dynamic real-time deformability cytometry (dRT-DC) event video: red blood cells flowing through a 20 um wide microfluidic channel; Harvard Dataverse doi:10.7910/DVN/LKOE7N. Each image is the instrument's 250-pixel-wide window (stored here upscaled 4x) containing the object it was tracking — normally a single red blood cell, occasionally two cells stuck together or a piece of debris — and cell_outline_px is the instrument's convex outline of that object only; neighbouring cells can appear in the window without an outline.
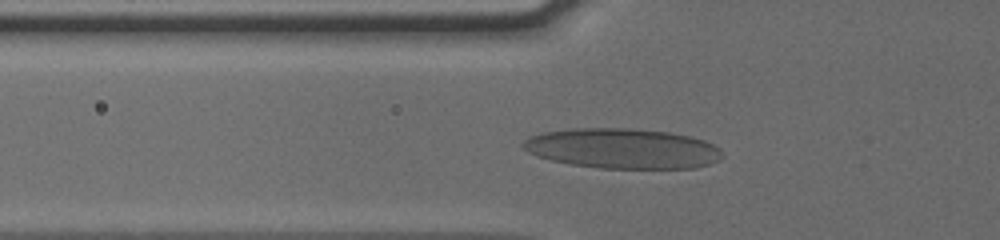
{"species": "human", "species_latin": "Homo sapiens", "temperature_condition": "cold", "stored_images_in_passage": 39, "camera_frame_rate_fps": 3000, "um_per_image_px": 0.085, "donor": {"sex": "male"}, "frame": {"image": 1, "passage_image": 12, "time_ms": 3.667, "image_size_px": [1000, 240], "cell_outline_px": [[724, 156], [720, 160], [696, 168], [600, 168], [572, 164], [552, 160], [536, 156], [528, 152], [520, 144], [528, 136], [544, 132], [572, 128], [628, 128], [668, 132], [688, 136], [704, 140], [720, 148]], "centroid_in_image_um": [52.91, 12.62], "position_along_channel_um": 72.9, "area_um2": 46.64}}
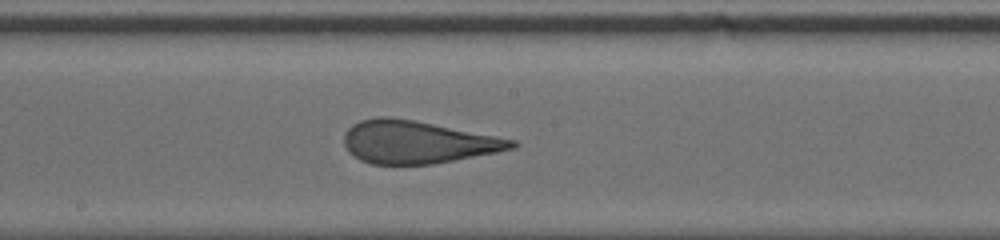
{"frame": {"image": 2, "passage_image": 23, "time_ms": 7.333, "image_size_px": [1000, 240], "cell_outline_px": [[516, 144], [512, 148], [496, 152], [432, 164], [372, 164], [360, 160], [352, 156], [348, 152], [344, 144], [344, 132], [352, 124], [360, 120], [380, 116], [388, 116], [412, 120], [516, 140]], "centroid_in_image_um": [35.38, 12.08], "position_along_channel_um": 212.8, "area_um2": 41.27}}
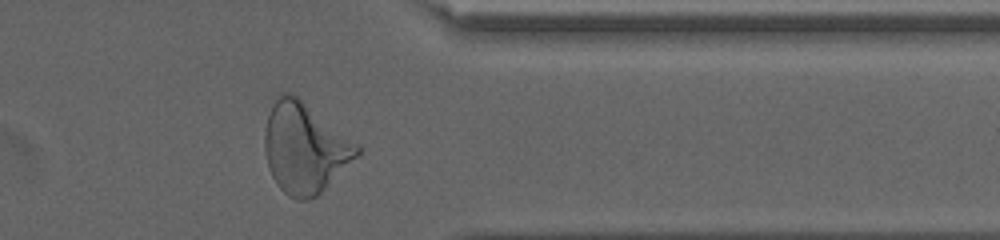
{"frame": {"image": 3, "passage_image": 37, "time_ms": 12.0, "image_size_px": [1000, 240], "cell_outline_px": [[360, 152], [316, 196], [308, 200], [296, 200], [288, 196], [276, 184], [268, 168], [264, 152], [264, 132], [268, 116], [280, 92], [292, 92], [356, 144], [360, 148]], "centroid_in_image_um": [25.83, 12.59], "position_along_channel_um": 385.6, "area_um2": 47.45}, "authors_computed_cell_mechanics": {"area_um2": 43.061, "velocity_mm_per_s": 3.8343, "shape_relaxation_time_tau1_ms": 8.1879, "shape_relaxation_time_tau2_ms": 0.8419, "deformation_change_tau1": 0.225, "deformation_change_tau2": 0.0982}}